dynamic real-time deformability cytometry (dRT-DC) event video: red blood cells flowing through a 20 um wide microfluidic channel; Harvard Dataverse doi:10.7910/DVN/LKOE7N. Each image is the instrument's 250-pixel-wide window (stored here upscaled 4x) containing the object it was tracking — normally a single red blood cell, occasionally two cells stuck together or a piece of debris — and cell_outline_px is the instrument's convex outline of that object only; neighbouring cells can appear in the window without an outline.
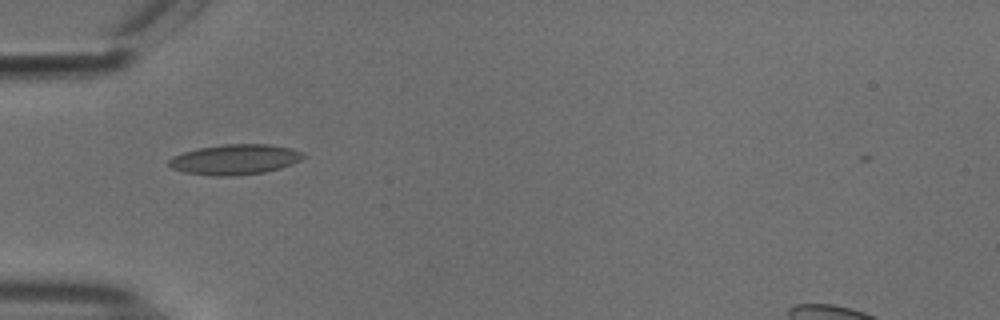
{"species": "common noctule bat (a hibernating species)", "species_latin": "Nyctalus noctula", "temperature_condition": "cold", "stored_images_in_passage": 32, "camera_frame_rate_fps": 3000, "um_per_image_px": 0.085, "animal": {"sex": "male", "body_mass_g": 18.8}, "frame": {"image": 1, "passage_image": 3, "time_ms": 0.667, "image_size_px": [1000, 320], "cell_outline_px": [[304, 156], [300, 160], [292, 164], [280, 168], [264, 172], [236, 176], [212, 176], [184, 172], [172, 168], [168, 164], [168, 160], [172, 156], [184, 152], [200, 148], [224, 144], [268, 144], [292, 148], [304, 152]], "centroid_in_image_um": [19.97, 13.56], "position_along_channel_um": 65.0, "area_um2": 23.76}}
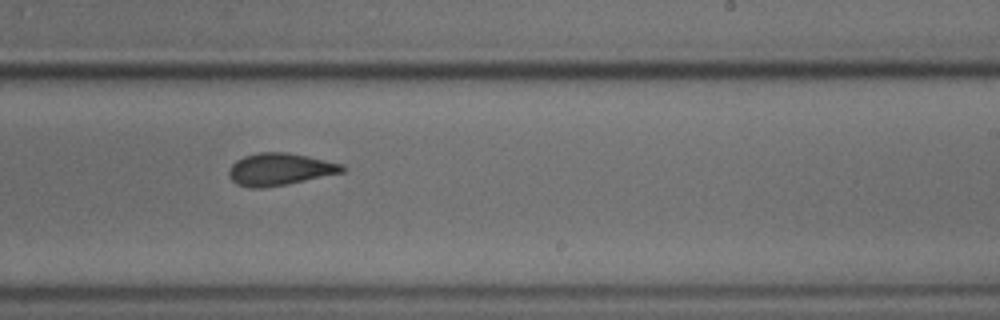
{"frame": {"image": 2, "passage_image": 19, "time_ms": 6.0, "image_size_px": [1000, 320], "cell_outline_px": [[348, 168], [344, 172], [264, 188], [248, 188], [236, 184], [228, 176], [228, 172], [232, 164], [236, 160], [244, 156], [260, 152], [288, 152], [308, 156], [344, 164]], "centroid_in_image_um": [23.78, 14.38], "position_along_channel_um": 265.2, "area_um2": 21.33}}
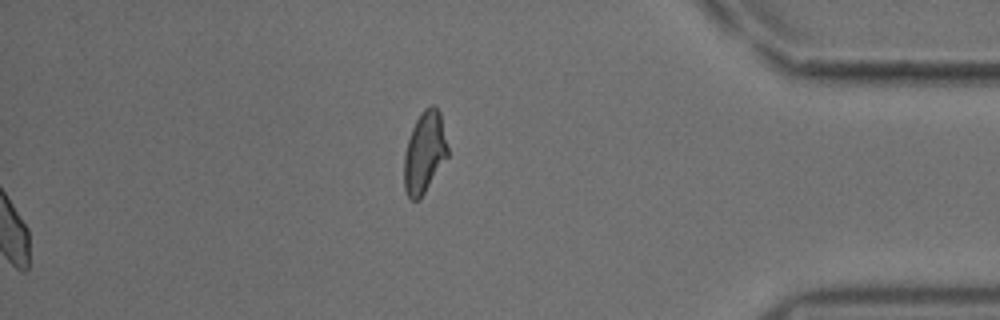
{"frame": {"image": 3, "passage_image": 32, "time_ms": 10.333, "image_size_px": [1000, 320], "cell_outline_px": [[448, 156], [420, 200], [412, 200], [408, 196], [404, 188], [404, 156], [408, 140], [412, 128], [416, 120], [424, 108], [432, 104], [440, 112], [448, 148]], "centroid_in_image_um": [36.08, 12.97], "position_along_channel_um": 399.1, "area_um2": 20.63}, "authors_computed_cell_mechanics": {"area_um2": 21.3282, "velocity_mm_per_s": 3.773, "shape_relaxation_time_tau1_ms": 5.6628, "shape_relaxation_time_tau2_ms": 1.468, "deformation_change_tau1": 0.1298, "deformation_change_tau2": 0.0609}}